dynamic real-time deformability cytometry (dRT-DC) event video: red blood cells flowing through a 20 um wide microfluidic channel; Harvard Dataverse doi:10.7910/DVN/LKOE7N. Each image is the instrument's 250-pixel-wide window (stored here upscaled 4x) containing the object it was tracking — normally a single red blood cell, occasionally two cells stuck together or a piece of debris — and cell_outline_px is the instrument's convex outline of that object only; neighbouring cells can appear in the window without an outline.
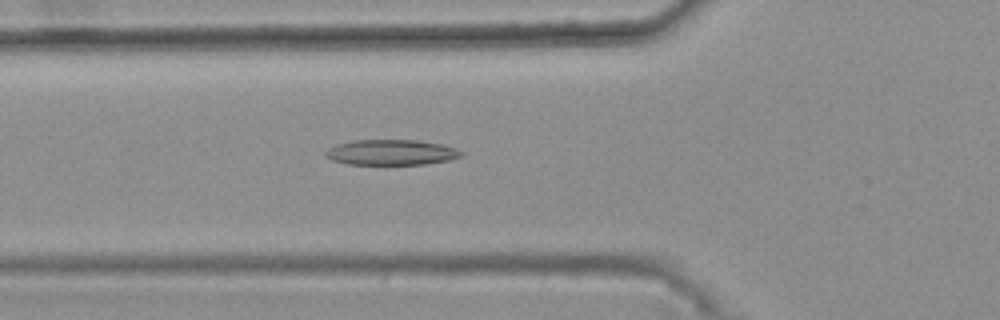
{"species": "common noctule bat (a hibernating species)", "species_latin": "Nyctalus noctula", "temperature_condition": "warm", "stored_images_in_passage": 39, "camera_frame_rate_fps": 3000, "um_per_image_px": 0.085, "animal": {"sex": "female", "body_mass_g": 25.1}, "frame": {"image": 1, "passage_image": 10, "time_ms": 3.0, "image_size_px": [1000, 320], "cell_outline_px": [[464, 156], [448, 160], [428, 164], [348, 164], [332, 160], [324, 156], [324, 152], [328, 148], [336, 144], [356, 140], [416, 140], [440, 144], [456, 148], [464, 152]], "centroid_in_image_um": [33.26, 12.95], "position_along_channel_um": 92.5, "area_um2": 20.17}}
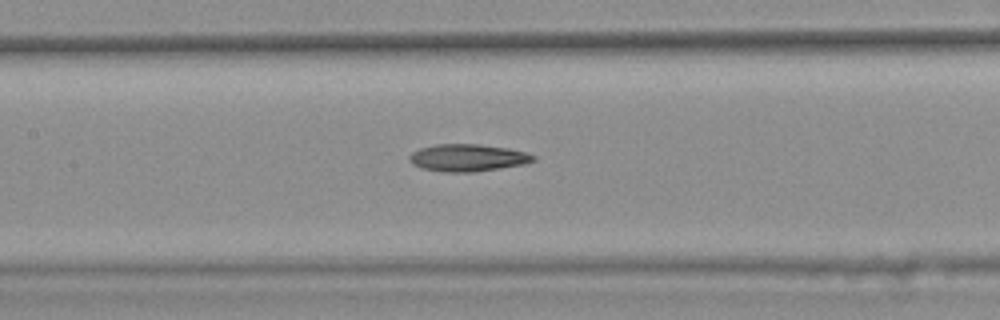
{"frame": {"image": 2, "passage_image": 16, "time_ms": 5.0, "image_size_px": [1000, 320], "cell_outline_px": [[536, 160], [524, 164], [500, 168], [472, 172], [444, 172], [420, 168], [412, 164], [408, 160], [408, 156], [412, 152], [420, 148], [436, 144], [480, 144], [508, 148], [524, 152], [536, 156]], "centroid_in_image_um": [39.72, 13.41], "position_along_channel_um": 167.7, "area_um2": 19.77}}
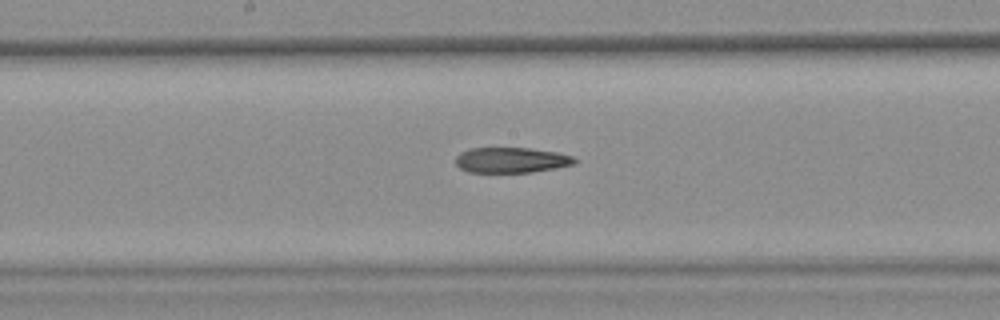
{"frame": {"image": 3, "passage_image": 19, "time_ms": 6.0, "image_size_px": [1000, 320], "cell_outline_px": [[576, 164], [532, 172], [468, 172], [460, 168], [456, 164], [456, 156], [460, 152], [468, 148], [528, 148], [556, 152], [572, 156], [576, 160]], "centroid_in_image_um": [43.43, 13.6], "position_along_channel_um": 204.8, "area_um2": 17.57}}